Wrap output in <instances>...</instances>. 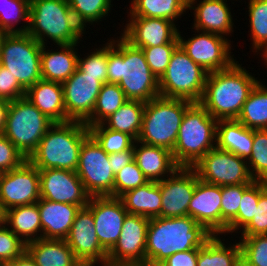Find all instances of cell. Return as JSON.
I'll use <instances>...</instances> for the list:
<instances>
[{"mask_svg": "<svg viewBox=\"0 0 267 266\" xmlns=\"http://www.w3.org/2000/svg\"><path fill=\"white\" fill-rule=\"evenodd\" d=\"M108 42L107 83L118 84L127 100L146 103L160 96L159 80L149 68L142 49L122 35Z\"/></svg>", "mask_w": 267, "mask_h": 266, "instance_id": "cell-1", "label": "cell"}, {"mask_svg": "<svg viewBox=\"0 0 267 266\" xmlns=\"http://www.w3.org/2000/svg\"><path fill=\"white\" fill-rule=\"evenodd\" d=\"M213 236L190 216L149 220L145 266H158L177 252L198 249Z\"/></svg>", "mask_w": 267, "mask_h": 266, "instance_id": "cell-2", "label": "cell"}, {"mask_svg": "<svg viewBox=\"0 0 267 266\" xmlns=\"http://www.w3.org/2000/svg\"><path fill=\"white\" fill-rule=\"evenodd\" d=\"M235 61L229 68L207 75L200 104L217 120L237 119L250 92L259 82Z\"/></svg>", "mask_w": 267, "mask_h": 266, "instance_id": "cell-3", "label": "cell"}, {"mask_svg": "<svg viewBox=\"0 0 267 266\" xmlns=\"http://www.w3.org/2000/svg\"><path fill=\"white\" fill-rule=\"evenodd\" d=\"M89 135V129L84 122L54 123L28 160L39 170L76 171L80 148Z\"/></svg>", "mask_w": 267, "mask_h": 266, "instance_id": "cell-4", "label": "cell"}, {"mask_svg": "<svg viewBox=\"0 0 267 266\" xmlns=\"http://www.w3.org/2000/svg\"><path fill=\"white\" fill-rule=\"evenodd\" d=\"M84 31L67 0H30L27 33L41 45L48 39L55 45L79 43Z\"/></svg>", "mask_w": 267, "mask_h": 266, "instance_id": "cell-5", "label": "cell"}, {"mask_svg": "<svg viewBox=\"0 0 267 266\" xmlns=\"http://www.w3.org/2000/svg\"><path fill=\"white\" fill-rule=\"evenodd\" d=\"M217 122L200 103L186 110L172 151L178 167L192 168L216 147Z\"/></svg>", "mask_w": 267, "mask_h": 266, "instance_id": "cell-6", "label": "cell"}, {"mask_svg": "<svg viewBox=\"0 0 267 266\" xmlns=\"http://www.w3.org/2000/svg\"><path fill=\"white\" fill-rule=\"evenodd\" d=\"M192 104L188 100L162 96L146 102L142 129L137 141L172 152L183 116Z\"/></svg>", "mask_w": 267, "mask_h": 266, "instance_id": "cell-7", "label": "cell"}, {"mask_svg": "<svg viewBox=\"0 0 267 266\" xmlns=\"http://www.w3.org/2000/svg\"><path fill=\"white\" fill-rule=\"evenodd\" d=\"M54 124L26 97L10 101L3 135L28 159Z\"/></svg>", "mask_w": 267, "mask_h": 266, "instance_id": "cell-8", "label": "cell"}, {"mask_svg": "<svg viewBox=\"0 0 267 266\" xmlns=\"http://www.w3.org/2000/svg\"><path fill=\"white\" fill-rule=\"evenodd\" d=\"M208 73L178 46L159 79L160 96L199 103Z\"/></svg>", "mask_w": 267, "mask_h": 266, "instance_id": "cell-9", "label": "cell"}, {"mask_svg": "<svg viewBox=\"0 0 267 266\" xmlns=\"http://www.w3.org/2000/svg\"><path fill=\"white\" fill-rule=\"evenodd\" d=\"M42 45L28 33L7 34L0 50V65L27 90L41 76Z\"/></svg>", "mask_w": 267, "mask_h": 266, "instance_id": "cell-10", "label": "cell"}, {"mask_svg": "<svg viewBox=\"0 0 267 266\" xmlns=\"http://www.w3.org/2000/svg\"><path fill=\"white\" fill-rule=\"evenodd\" d=\"M76 173L91 197H114L115 175L108 154L91 135L83 141L80 148Z\"/></svg>", "mask_w": 267, "mask_h": 266, "instance_id": "cell-11", "label": "cell"}, {"mask_svg": "<svg viewBox=\"0 0 267 266\" xmlns=\"http://www.w3.org/2000/svg\"><path fill=\"white\" fill-rule=\"evenodd\" d=\"M236 154L215 147L208 151L192 168L198 178L218 186L252 184L247 161Z\"/></svg>", "mask_w": 267, "mask_h": 266, "instance_id": "cell-12", "label": "cell"}, {"mask_svg": "<svg viewBox=\"0 0 267 266\" xmlns=\"http://www.w3.org/2000/svg\"><path fill=\"white\" fill-rule=\"evenodd\" d=\"M180 33L178 32L179 46L207 73L225 70L236 61L231 55L230 40L224 36L197 31L198 35L185 40Z\"/></svg>", "mask_w": 267, "mask_h": 266, "instance_id": "cell-13", "label": "cell"}, {"mask_svg": "<svg viewBox=\"0 0 267 266\" xmlns=\"http://www.w3.org/2000/svg\"><path fill=\"white\" fill-rule=\"evenodd\" d=\"M39 169L28 159L19 167L0 173V208L2 212L40 199Z\"/></svg>", "mask_w": 267, "mask_h": 266, "instance_id": "cell-14", "label": "cell"}, {"mask_svg": "<svg viewBox=\"0 0 267 266\" xmlns=\"http://www.w3.org/2000/svg\"><path fill=\"white\" fill-rule=\"evenodd\" d=\"M149 220L141 215L126 216L118 241L107 253V266H145Z\"/></svg>", "mask_w": 267, "mask_h": 266, "instance_id": "cell-15", "label": "cell"}, {"mask_svg": "<svg viewBox=\"0 0 267 266\" xmlns=\"http://www.w3.org/2000/svg\"><path fill=\"white\" fill-rule=\"evenodd\" d=\"M92 211L82 207L76 214L70 232L65 239L75 257L83 266H107V251L101 246L96 230Z\"/></svg>", "mask_w": 267, "mask_h": 266, "instance_id": "cell-16", "label": "cell"}, {"mask_svg": "<svg viewBox=\"0 0 267 266\" xmlns=\"http://www.w3.org/2000/svg\"><path fill=\"white\" fill-rule=\"evenodd\" d=\"M103 83L76 68L73 75L62 83L66 122H84L92 113Z\"/></svg>", "mask_w": 267, "mask_h": 266, "instance_id": "cell-17", "label": "cell"}, {"mask_svg": "<svg viewBox=\"0 0 267 266\" xmlns=\"http://www.w3.org/2000/svg\"><path fill=\"white\" fill-rule=\"evenodd\" d=\"M198 179L193 168L178 167L167 179L158 182L162 197L161 214L158 217L188 216V206Z\"/></svg>", "mask_w": 267, "mask_h": 266, "instance_id": "cell-18", "label": "cell"}, {"mask_svg": "<svg viewBox=\"0 0 267 266\" xmlns=\"http://www.w3.org/2000/svg\"><path fill=\"white\" fill-rule=\"evenodd\" d=\"M39 175L41 198L81 208L88 205L91 196L86 192L76 171L45 169L39 170Z\"/></svg>", "mask_w": 267, "mask_h": 266, "instance_id": "cell-19", "label": "cell"}, {"mask_svg": "<svg viewBox=\"0 0 267 266\" xmlns=\"http://www.w3.org/2000/svg\"><path fill=\"white\" fill-rule=\"evenodd\" d=\"M87 207L92 211L98 240L109 252L118 241L124 220L129 213L119 197L92 196Z\"/></svg>", "mask_w": 267, "mask_h": 266, "instance_id": "cell-20", "label": "cell"}, {"mask_svg": "<svg viewBox=\"0 0 267 266\" xmlns=\"http://www.w3.org/2000/svg\"><path fill=\"white\" fill-rule=\"evenodd\" d=\"M177 25L163 18L130 17L122 35L138 48L179 43Z\"/></svg>", "mask_w": 267, "mask_h": 266, "instance_id": "cell-21", "label": "cell"}, {"mask_svg": "<svg viewBox=\"0 0 267 266\" xmlns=\"http://www.w3.org/2000/svg\"><path fill=\"white\" fill-rule=\"evenodd\" d=\"M221 186L197 180L188 206V216L213 235L221 234Z\"/></svg>", "mask_w": 267, "mask_h": 266, "instance_id": "cell-22", "label": "cell"}, {"mask_svg": "<svg viewBox=\"0 0 267 266\" xmlns=\"http://www.w3.org/2000/svg\"><path fill=\"white\" fill-rule=\"evenodd\" d=\"M189 9L194 10L192 29L196 31L215 33L225 37L234 31L227 0H201L198 4L197 0H188Z\"/></svg>", "mask_w": 267, "mask_h": 266, "instance_id": "cell-23", "label": "cell"}, {"mask_svg": "<svg viewBox=\"0 0 267 266\" xmlns=\"http://www.w3.org/2000/svg\"><path fill=\"white\" fill-rule=\"evenodd\" d=\"M38 209L42 226V238L65 240L81 207L40 198Z\"/></svg>", "mask_w": 267, "mask_h": 266, "instance_id": "cell-24", "label": "cell"}, {"mask_svg": "<svg viewBox=\"0 0 267 266\" xmlns=\"http://www.w3.org/2000/svg\"><path fill=\"white\" fill-rule=\"evenodd\" d=\"M133 152L137 166L148 181L160 182L178 168L173 159L172 152L165 148L135 141Z\"/></svg>", "mask_w": 267, "mask_h": 266, "instance_id": "cell-25", "label": "cell"}, {"mask_svg": "<svg viewBox=\"0 0 267 266\" xmlns=\"http://www.w3.org/2000/svg\"><path fill=\"white\" fill-rule=\"evenodd\" d=\"M25 97L54 123L66 122L62 83L41 79L26 90Z\"/></svg>", "mask_w": 267, "mask_h": 266, "instance_id": "cell-26", "label": "cell"}, {"mask_svg": "<svg viewBox=\"0 0 267 266\" xmlns=\"http://www.w3.org/2000/svg\"><path fill=\"white\" fill-rule=\"evenodd\" d=\"M74 44H61L56 51L41 49V76L43 80L63 83L70 78L77 68L78 52ZM47 50V51H46ZM59 50V51H58Z\"/></svg>", "mask_w": 267, "mask_h": 266, "instance_id": "cell-27", "label": "cell"}, {"mask_svg": "<svg viewBox=\"0 0 267 266\" xmlns=\"http://www.w3.org/2000/svg\"><path fill=\"white\" fill-rule=\"evenodd\" d=\"M254 130L236 119L218 120L216 147L248 159L252 153Z\"/></svg>", "mask_w": 267, "mask_h": 266, "instance_id": "cell-28", "label": "cell"}, {"mask_svg": "<svg viewBox=\"0 0 267 266\" xmlns=\"http://www.w3.org/2000/svg\"><path fill=\"white\" fill-rule=\"evenodd\" d=\"M36 266H83L65 240L39 239L26 244Z\"/></svg>", "mask_w": 267, "mask_h": 266, "instance_id": "cell-29", "label": "cell"}, {"mask_svg": "<svg viewBox=\"0 0 267 266\" xmlns=\"http://www.w3.org/2000/svg\"><path fill=\"white\" fill-rule=\"evenodd\" d=\"M3 223L25 244L42 238L38 201L4 211Z\"/></svg>", "mask_w": 267, "mask_h": 266, "instance_id": "cell-30", "label": "cell"}, {"mask_svg": "<svg viewBox=\"0 0 267 266\" xmlns=\"http://www.w3.org/2000/svg\"><path fill=\"white\" fill-rule=\"evenodd\" d=\"M129 214L148 218L161 214L162 197L158 182L149 181L145 185L129 190L119 197Z\"/></svg>", "mask_w": 267, "mask_h": 266, "instance_id": "cell-31", "label": "cell"}, {"mask_svg": "<svg viewBox=\"0 0 267 266\" xmlns=\"http://www.w3.org/2000/svg\"><path fill=\"white\" fill-rule=\"evenodd\" d=\"M220 235H213L198 248L197 266H242L240 243L226 246Z\"/></svg>", "mask_w": 267, "mask_h": 266, "instance_id": "cell-32", "label": "cell"}, {"mask_svg": "<svg viewBox=\"0 0 267 266\" xmlns=\"http://www.w3.org/2000/svg\"><path fill=\"white\" fill-rule=\"evenodd\" d=\"M130 17L163 18L175 20L188 10V0H132Z\"/></svg>", "mask_w": 267, "mask_h": 266, "instance_id": "cell-33", "label": "cell"}, {"mask_svg": "<svg viewBox=\"0 0 267 266\" xmlns=\"http://www.w3.org/2000/svg\"><path fill=\"white\" fill-rule=\"evenodd\" d=\"M144 109V102L128 100L103 124L111 130L126 133L137 141L142 129Z\"/></svg>", "mask_w": 267, "mask_h": 266, "instance_id": "cell-34", "label": "cell"}, {"mask_svg": "<svg viewBox=\"0 0 267 266\" xmlns=\"http://www.w3.org/2000/svg\"><path fill=\"white\" fill-rule=\"evenodd\" d=\"M236 120L249 129H267V87L260 81L250 92Z\"/></svg>", "mask_w": 267, "mask_h": 266, "instance_id": "cell-35", "label": "cell"}, {"mask_svg": "<svg viewBox=\"0 0 267 266\" xmlns=\"http://www.w3.org/2000/svg\"><path fill=\"white\" fill-rule=\"evenodd\" d=\"M127 101L118 84L104 83L97 96L93 113L84 121L85 125L90 127L103 123Z\"/></svg>", "mask_w": 267, "mask_h": 266, "instance_id": "cell-36", "label": "cell"}, {"mask_svg": "<svg viewBox=\"0 0 267 266\" xmlns=\"http://www.w3.org/2000/svg\"><path fill=\"white\" fill-rule=\"evenodd\" d=\"M249 24L253 41V52L262 51L261 57L267 59V0H249Z\"/></svg>", "mask_w": 267, "mask_h": 266, "instance_id": "cell-37", "label": "cell"}, {"mask_svg": "<svg viewBox=\"0 0 267 266\" xmlns=\"http://www.w3.org/2000/svg\"><path fill=\"white\" fill-rule=\"evenodd\" d=\"M76 22L86 31V24L100 22L111 10L112 0H67Z\"/></svg>", "mask_w": 267, "mask_h": 266, "instance_id": "cell-38", "label": "cell"}, {"mask_svg": "<svg viewBox=\"0 0 267 266\" xmlns=\"http://www.w3.org/2000/svg\"><path fill=\"white\" fill-rule=\"evenodd\" d=\"M89 134L107 153H117L133 149L135 139L123 132L107 128L103 123L88 127Z\"/></svg>", "mask_w": 267, "mask_h": 266, "instance_id": "cell-39", "label": "cell"}, {"mask_svg": "<svg viewBox=\"0 0 267 266\" xmlns=\"http://www.w3.org/2000/svg\"><path fill=\"white\" fill-rule=\"evenodd\" d=\"M29 8L30 0L6 1L4 9L0 13V28L8 34L27 33L29 26ZM21 20H24L26 25L24 24L16 28L15 24H18Z\"/></svg>", "mask_w": 267, "mask_h": 266, "instance_id": "cell-40", "label": "cell"}, {"mask_svg": "<svg viewBox=\"0 0 267 266\" xmlns=\"http://www.w3.org/2000/svg\"><path fill=\"white\" fill-rule=\"evenodd\" d=\"M251 177L267 181V129H255L252 153L246 160Z\"/></svg>", "mask_w": 267, "mask_h": 266, "instance_id": "cell-41", "label": "cell"}, {"mask_svg": "<svg viewBox=\"0 0 267 266\" xmlns=\"http://www.w3.org/2000/svg\"><path fill=\"white\" fill-rule=\"evenodd\" d=\"M260 196V181L255 180L244 192L237 216L227 225L228 233L241 231L254 217ZM237 230V232H236Z\"/></svg>", "mask_w": 267, "mask_h": 266, "instance_id": "cell-42", "label": "cell"}, {"mask_svg": "<svg viewBox=\"0 0 267 266\" xmlns=\"http://www.w3.org/2000/svg\"><path fill=\"white\" fill-rule=\"evenodd\" d=\"M250 185L221 186V235L227 233V225L237 216L243 192Z\"/></svg>", "mask_w": 267, "mask_h": 266, "instance_id": "cell-43", "label": "cell"}, {"mask_svg": "<svg viewBox=\"0 0 267 266\" xmlns=\"http://www.w3.org/2000/svg\"><path fill=\"white\" fill-rule=\"evenodd\" d=\"M240 238L242 266H267V235Z\"/></svg>", "mask_w": 267, "mask_h": 266, "instance_id": "cell-44", "label": "cell"}, {"mask_svg": "<svg viewBox=\"0 0 267 266\" xmlns=\"http://www.w3.org/2000/svg\"><path fill=\"white\" fill-rule=\"evenodd\" d=\"M95 50L84 58L78 55L77 68L88 76L97 77L104 84L107 83L108 42Z\"/></svg>", "mask_w": 267, "mask_h": 266, "instance_id": "cell-45", "label": "cell"}, {"mask_svg": "<svg viewBox=\"0 0 267 266\" xmlns=\"http://www.w3.org/2000/svg\"><path fill=\"white\" fill-rule=\"evenodd\" d=\"M147 182H149L148 179L133 160L115 175L114 197H120L125 192L145 185Z\"/></svg>", "mask_w": 267, "mask_h": 266, "instance_id": "cell-46", "label": "cell"}, {"mask_svg": "<svg viewBox=\"0 0 267 266\" xmlns=\"http://www.w3.org/2000/svg\"><path fill=\"white\" fill-rule=\"evenodd\" d=\"M179 43H167L155 47L141 48L152 73L159 80L165 73L170 58Z\"/></svg>", "mask_w": 267, "mask_h": 266, "instance_id": "cell-47", "label": "cell"}, {"mask_svg": "<svg viewBox=\"0 0 267 266\" xmlns=\"http://www.w3.org/2000/svg\"><path fill=\"white\" fill-rule=\"evenodd\" d=\"M240 232L241 236L267 235V181H260V196L254 217Z\"/></svg>", "mask_w": 267, "mask_h": 266, "instance_id": "cell-48", "label": "cell"}, {"mask_svg": "<svg viewBox=\"0 0 267 266\" xmlns=\"http://www.w3.org/2000/svg\"><path fill=\"white\" fill-rule=\"evenodd\" d=\"M26 251V244L3 222L0 224V262H11Z\"/></svg>", "mask_w": 267, "mask_h": 266, "instance_id": "cell-49", "label": "cell"}, {"mask_svg": "<svg viewBox=\"0 0 267 266\" xmlns=\"http://www.w3.org/2000/svg\"><path fill=\"white\" fill-rule=\"evenodd\" d=\"M26 160L9 139L0 133V173L17 168Z\"/></svg>", "mask_w": 267, "mask_h": 266, "instance_id": "cell-50", "label": "cell"}, {"mask_svg": "<svg viewBox=\"0 0 267 266\" xmlns=\"http://www.w3.org/2000/svg\"><path fill=\"white\" fill-rule=\"evenodd\" d=\"M26 90L11 73L0 65V98L13 101L25 97Z\"/></svg>", "mask_w": 267, "mask_h": 266, "instance_id": "cell-51", "label": "cell"}, {"mask_svg": "<svg viewBox=\"0 0 267 266\" xmlns=\"http://www.w3.org/2000/svg\"><path fill=\"white\" fill-rule=\"evenodd\" d=\"M198 249L177 252L167 257L158 266H197Z\"/></svg>", "mask_w": 267, "mask_h": 266, "instance_id": "cell-52", "label": "cell"}, {"mask_svg": "<svg viewBox=\"0 0 267 266\" xmlns=\"http://www.w3.org/2000/svg\"><path fill=\"white\" fill-rule=\"evenodd\" d=\"M109 163L112 165V171L116 175L120 170H122L126 165L134 160L133 149L126 151H121L117 153L108 154Z\"/></svg>", "mask_w": 267, "mask_h": 266, "instance_id": "cell-53", "label": "cell"}, {"mask_svg": "<svg viewBox=\"0 0 267 266\" xmlns=\"http://www.w3.org/2000/svg\"><path fill=\"white\" fill-rule=\"evenodd\" d=\"M10 101L0 98V133H3V130L6 125V116L9 107Z\"/></svg>", "mask_w": 267, "mask_h": 266, "instance_id": "cell-54", "label": "cell"}, {"mask_svg": "<svg viewBox=\"0 0 267 266\" xmlns=\"http://www.w3.org/2000/svg\"><path fill=\"white\" fill-rule=\"evenodd\" d=\"M13 262L17 266H36L35 261L27 251H25L21 256L16 258Z\"/></svg>", "mask_w": 267, "mask_h": 266, "instance_id": "cell-55", "label": "cell"}, {"mask_svg": "<svg viewBox=\"0 0 267 266\" xmlns=\"http://www.w3.org/2000/svg\"><path fill=\"white\" fill-rule=\"evenodd\" d=\"M7 34H8L7 32H5L4 30H2L0 28V50H1V47H2L3 40H4V38L6 37Z\"/></svg>", "mask_w": 267, "mask_h": 266, "instance_id": "cell-56", "label": "cell"}, {"mask_svg": "<svg viewBox=\"0 0 267 266\" xmlns=\"http://www.w3.org/2000/svg\"><path fill=\"white\" fill-rule=\"evenodd\" d=\"M0 266H17L13 261L11 262H0Z\"/></svg>", "mask_w": 267, "mask_h": 266, "instance_id": "cell-57", "label": "cell"}, {"mask_svg": "<svg viewBox=\"0 0 267 266\" xmlns=\"http://www.w3.org/2000/svg\"><path fill=\"white\" fill-rule=\"evenodd\" d=\"M6 1H9V0H0V13L3 11Z\"/></svg>", "mask_w": 267, "mask_h": 266, "instance_id": "cell-58", "label": "cell"}, {"mask_svg": "<svg viewBox=\"0 0 267 266\" xmlns=\"http://www.w3.org/2000/svg\"><path fill=\"white\" fill-rule=\"evenodd\" d=\"M3 222V212L0 208V224Z\"/></svg>", "mask_w": 267, "mask_h": 266, "instance_id": "cell-59", "label": "cell"}]
</instances>
